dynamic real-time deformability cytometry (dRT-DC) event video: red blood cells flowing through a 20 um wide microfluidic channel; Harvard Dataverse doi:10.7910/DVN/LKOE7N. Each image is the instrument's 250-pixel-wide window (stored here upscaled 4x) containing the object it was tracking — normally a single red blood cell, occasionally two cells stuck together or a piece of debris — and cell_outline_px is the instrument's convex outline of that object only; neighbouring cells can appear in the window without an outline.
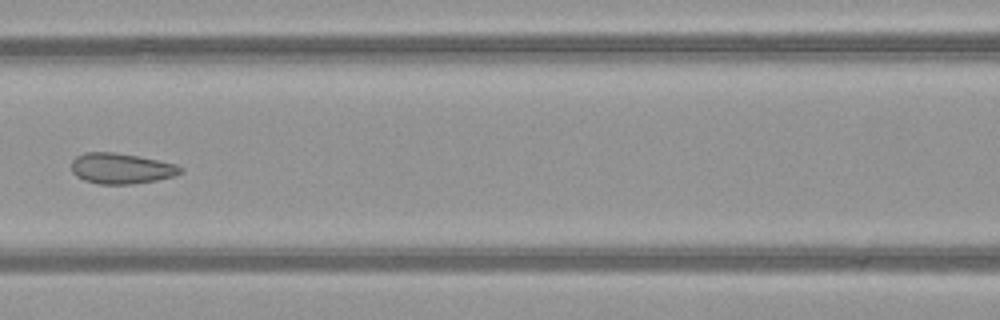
{"species": "common noctule bat (a hibernating species)", "species_latin": "Nyctalus noctula", "temperature_condition": "warm", "stored_images_in_passage": 6, "camera_frame_rate_fps": 3000, "um_per_image_px": 0.085, "animal": {"sex": "female", "body_mass_g": 21.9}, "frame": {"image": 1, "passage_image": 5, "time_ms": 1.333, "image_size_px": [1000, 320], "cell_outline_px": [[184, 172], [176, 176], [156, 180], [132, 184], [96, 184], [84, 180], [76, 176], [72, 172], [72, 160], [76, 156], [84, 152], [112, 152], [136, 156], [176, 164], [184, 168]], "centroid_in_image_um": [10.31, 14.33], "position_along_channel_um": 156.3, "area_um2": 19.54}}
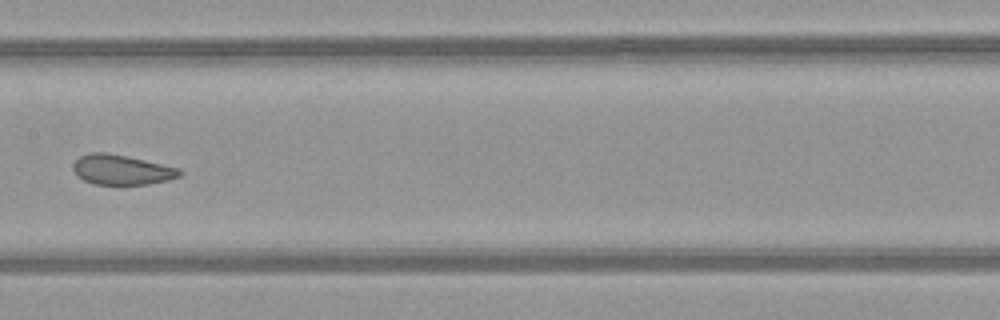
{"frame": {"image": 2, "passage_image": 6, "time_ms": 1.667, "image_size_px": [1000, 320], "cell_outline_px": [[184, 172], [180, 176], [168, 180], [148, 184], [92, 184], [84, 180], [72, 168], [72, 164], [80, 156], [88, 152], [104, 152], [128, 156], [180, 168]], "centroid_in_image_um": [10.36, 14.42], "position_along_channel_um": 197.0, "area_um2": 18.61}}